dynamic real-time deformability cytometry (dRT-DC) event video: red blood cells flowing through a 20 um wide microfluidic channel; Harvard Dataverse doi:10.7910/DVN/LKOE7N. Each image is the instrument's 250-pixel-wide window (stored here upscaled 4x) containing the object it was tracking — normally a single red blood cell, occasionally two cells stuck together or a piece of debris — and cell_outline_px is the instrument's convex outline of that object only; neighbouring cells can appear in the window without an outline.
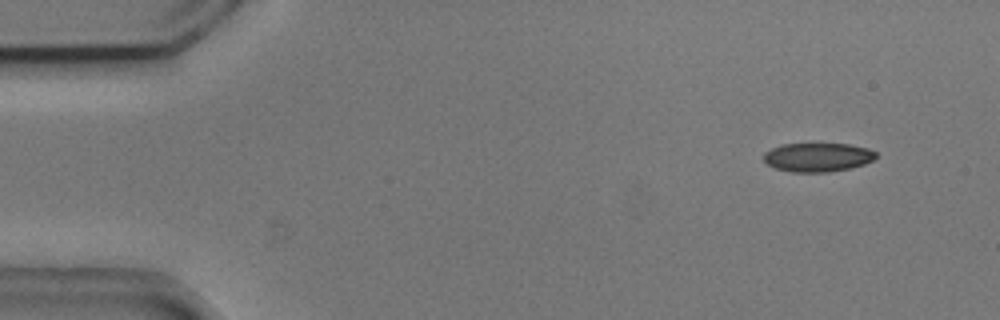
{"species": "common noctule bat (a hibernating species)", "species_latin": "Nyctalus noctula", "temperature_condition": "cold", "stored_images_in_passage": 50, "camera_frame_rate_fps": 3000, "um_per_image_px": 0.085, "animal": {"sex": "male", "body_mass_g": 20.5, "forearm_length_mm": 52.5}, "frame": {"image": 1, "passage_image": 1, "time_ms": 0.0, "image_size_px": [1000, 320], "cell_outline_px": [[876, 156], [872, 160], [864, 164], [848, 168], [828, 172], [792, 172], [776, 168], [768, 164], [764, 160], [764, 152], [772, 148], [784, 144], [848, 144], [868, 148], [876, 152]], "centroid_in_image_um": [69.5, 13.36], "position_along_channel_um": 15.5, "area_um2": 18.67}}
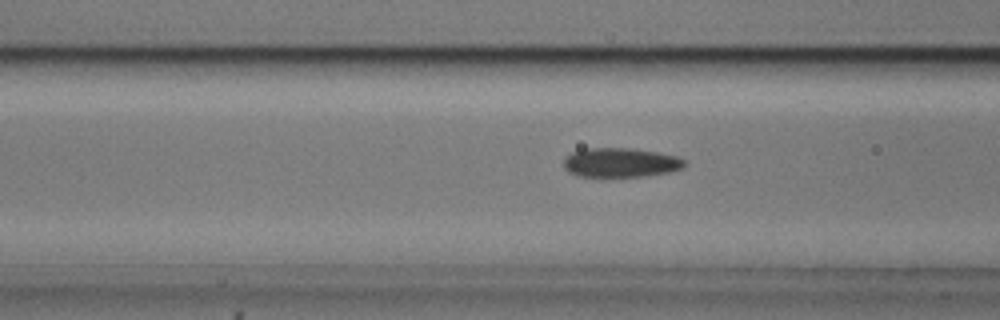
{"frame": {"image": 2, "passage_image": 17, "time_ms": 5.333, "image_size_px": [1000, 320], "cell_outline_px": [[688, 164], [684, 168], [668, 172], [644, 176], [576, 176], [568, 172], [564, 168], [564, 160], [572, 152], [584, 148], [632, 148], [656, 152], [676, 156], [684, 160]], "centroid_in_image_um": [52.75, 13.81], "position_along_channel_um": 113.8, "area_um2": 20.63}}
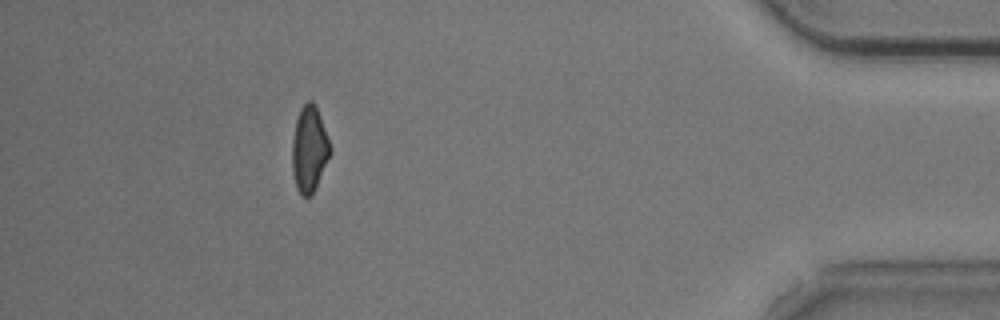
{"frame": {"image": 3, "passage_image": 45, "time_ms": 14.667, "image_size_px": [1000, 320], "cell_outline_px": [[332, 152], [312, 192], [308, 196], [304, 196], [296, 188], [292, 172], [292, 140], [296, 120], [300, 108], [308, 100], [312, 100], [320, 116], [332, 148]], "centroid_in_image_um": [26.28, 12.64], "position_along_channel_um": 408.9, "area_um2": 18.79}, "authors_computed_cell_mechanics": {"area_um2": 20.2589, "velocity_mm_per_s": 3.7395, "shape_relaxation_time_tau1_ms": 9.4553, "shape_relaxation_time_tau2_ms": 5.1021, "deformation_change_tau1": 0.1979, "deformation_change_tau2": 0.1047}}